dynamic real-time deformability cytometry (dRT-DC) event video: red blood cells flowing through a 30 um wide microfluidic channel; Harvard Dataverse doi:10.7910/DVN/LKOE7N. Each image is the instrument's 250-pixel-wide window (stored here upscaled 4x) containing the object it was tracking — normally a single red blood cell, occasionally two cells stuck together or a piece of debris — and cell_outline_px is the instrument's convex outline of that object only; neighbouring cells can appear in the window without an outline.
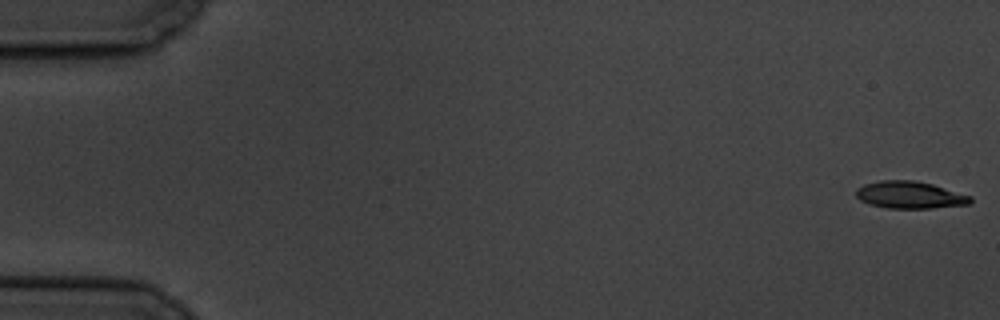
{"species": "common noctule bat (a hibernating species)", "species_latin": "Nyctalus noctula", "temperature_condition": "cold", "stored_images_in_passage": 6, "camera_frame_rate_fps": 3000, "um_per_image_px": 0.085, "animal": {"sex": "male", "body_mass_g": 19.5, "forearm_length_mm": 54.6}, "frame": {"image": 1, "passage_image": 1, "time_ms": 0.0, "image_size_px": [1000, 320], "cell_outline_px": [[972, 204], [932, 208], [888, 208], [868, 204], [860, 200], [856, 196], [856, 188], [864, 184], [880, 180], [912, 180], [932, 184], [972, 196]], "centroid_in_image_um": [77.33, 16.57], "position_along_channel_um": 7.7, "area_um2": 18.21}}